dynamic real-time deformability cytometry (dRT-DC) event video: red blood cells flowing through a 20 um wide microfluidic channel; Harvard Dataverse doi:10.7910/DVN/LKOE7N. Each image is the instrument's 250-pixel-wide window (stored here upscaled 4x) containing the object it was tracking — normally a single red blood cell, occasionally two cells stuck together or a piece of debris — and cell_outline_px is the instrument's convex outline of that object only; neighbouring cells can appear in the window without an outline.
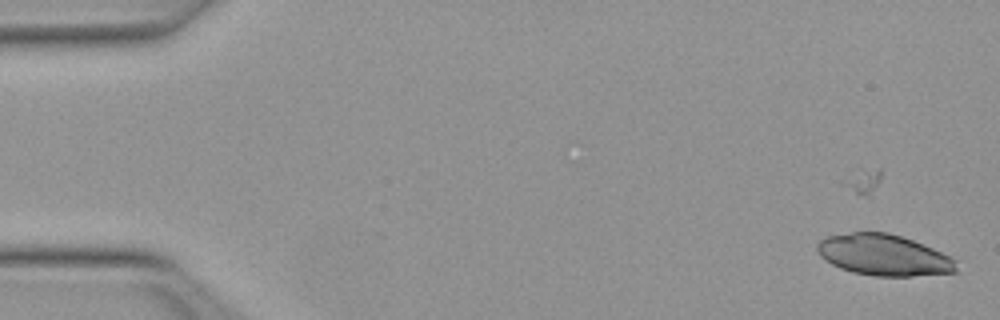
{"species": "Egyptian fruit bat (a non-hibernating species)", "species_latin": "Rousettus aegyptiacus", "temperature_condition": "warm", "stored_images_in_passage": 15, "camera_frame_rate_fps": 3000, "um_per_image_px": 0.085, "animal": {"sex": "female"}, "frame": {"image": 1, "passage_image": 5, "time_ms": 1.333, "image_size_px": [1000, 320], "cell_outline_px": [[960, 272], [912, 276], [872, 276], [852, 272], [840, 268], [824, 260], [820, 256], [816, 248], [816, 244], [820, 240], [828, 236], [852, 232], [888, 232], [912, 240], [952, 256], [956, 260]], "centroid_in_image_um": [75.14, 21.69], "position_along_channel_um": 9.9, "area_um2": 33.64}}